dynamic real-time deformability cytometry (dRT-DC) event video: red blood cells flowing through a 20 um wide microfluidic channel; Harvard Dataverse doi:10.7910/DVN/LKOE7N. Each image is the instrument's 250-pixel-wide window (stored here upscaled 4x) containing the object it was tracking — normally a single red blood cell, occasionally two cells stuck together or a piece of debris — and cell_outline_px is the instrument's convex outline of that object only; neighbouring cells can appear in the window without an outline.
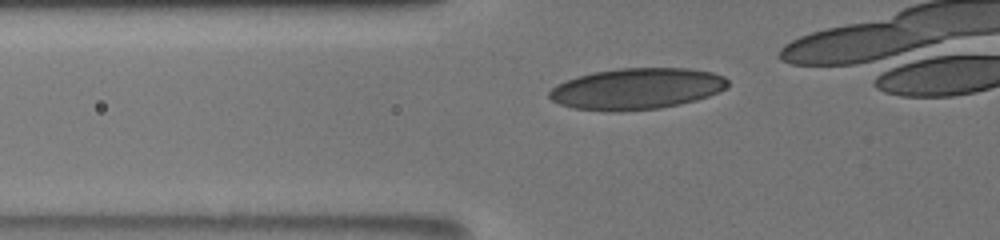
{"species": "human", "species_latin": "Homo sapiens", "temperature_condition": "room temperature", "stored_images_in_passage": 50, "camera_frame_rate_fps": 3000, "um_per_image_px": 0.085, "donor": {"sex": "male"}, "frame": {"image": 1, "passage_image": 17, "time_ms": 6.0, "image_size_px": [1000, 240], "cell_outline_px": [[728, 88], [708, 96], [696, 100], [680, 104], [660, 108], [620, 112], [616, 112], [572, 108], [560, 104], [552, 100], [548, 96], [548, 92], [556, 84], [592, 72], [620, 68], [688, 68], [712, 72], [724, 76], [728, 80]], "centroid_in_image_um": [54.13, 7.55], "position_along_channel_um": 71.7, "area_um2": 43.06}}
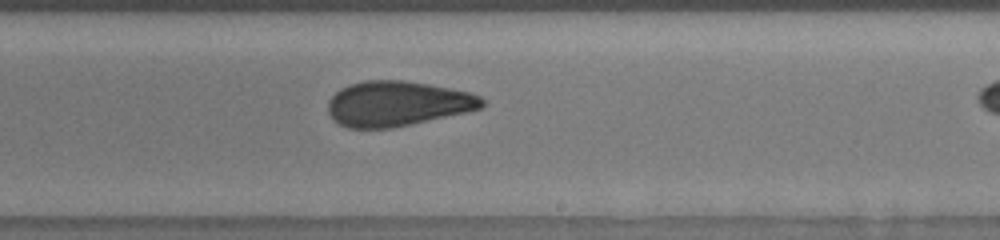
{"frame": {"image": 2, "passage_image": 34, "time_ms": 11.0, "image_size_px": [1000, 240], "cell_outline_px": [[484, 104], [480, 108], [464, 112], [412, 124], [392, 128], [348, 128], [340, 124], [328, 112], [328, 100], [340, 88], [348, 84], [364, 80], [404, 80], [428, 84], [468, 92], [480, 96], [484, 100]], "centroid_in_image_um": [33.74, 8.8], "position_along_channel_um": 255.3, "area_um2": 40.17}}
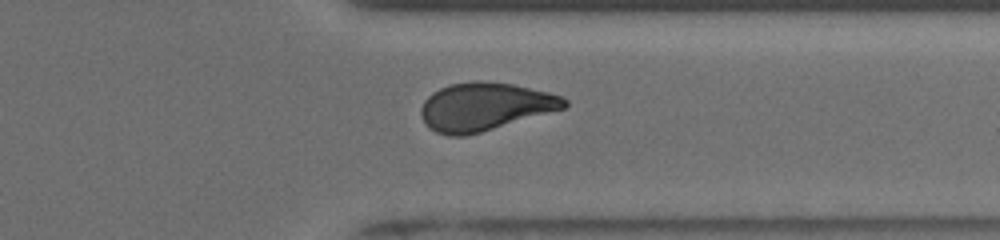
{"frame": {"image": 3, "passage_image": 48, "time_ms": 14.0, "image_size_px": [1000, 240], "cell_outline_px": [[568, 104], [564, 108], [480, 132], [464, 136], [448, 136], [436, 132], [428, 128], [424, 124], [420, 116], [420, 108], [424, 100], [432, 92], [440, 88], [452, 84], [476, 80], [512, 84], [548, 92], [560, 96], [568, 100]], "centroid_in_image_um": [41.15, 9.07], "position_along_channel_um": 370.3, "area_um2": 39.88}}